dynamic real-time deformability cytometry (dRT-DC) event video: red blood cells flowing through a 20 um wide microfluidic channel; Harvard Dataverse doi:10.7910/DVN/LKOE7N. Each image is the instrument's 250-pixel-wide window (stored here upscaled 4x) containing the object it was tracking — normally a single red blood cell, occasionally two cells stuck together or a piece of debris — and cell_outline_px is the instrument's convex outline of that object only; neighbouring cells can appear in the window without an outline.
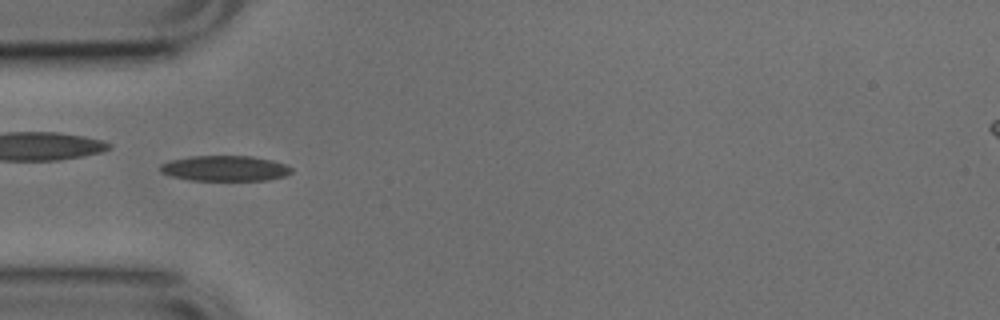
{"species": "common noctule bat (a hibernating species)", "species_latin": "Nyctalus noctula", "temperature_condition": "cold", "stored_images_in_passage": 51, "camera_frame_rate_fps": 3000, "um_per_image_px": 0.085, "animal": {"sex": "male", "body_mass_g": 17.9, "forearm_length_mm": 54.2}, "frame": {"image": 1, "passage_image": 15, "time_ms": 4.667, "image_size_px": [1000, 320], "cell_outline_px": [[292, 172], [284, 176], [268, 180], [192, 180], [172, 176], [160, 172], [160, 164], [172, 160], [192, 156], [252, 156], [272, 160], [288, 164], [292, 168]], "centroid_in_image_um": [19.16, 14.3], "position_along_channel_um": 65.8, "area_um2": 19.42}, "authors_computed_cell_mechanics": {"area_um2": 18.0914, "velocity_mm_per_s": 3.8486, "shape_relaxation_time_tau1_ms": null, "shape_relaxation_time_tau2_ms": 4.2628, "deformation_change_tau1": null, "deformation_change_tau2": 0.1376}}